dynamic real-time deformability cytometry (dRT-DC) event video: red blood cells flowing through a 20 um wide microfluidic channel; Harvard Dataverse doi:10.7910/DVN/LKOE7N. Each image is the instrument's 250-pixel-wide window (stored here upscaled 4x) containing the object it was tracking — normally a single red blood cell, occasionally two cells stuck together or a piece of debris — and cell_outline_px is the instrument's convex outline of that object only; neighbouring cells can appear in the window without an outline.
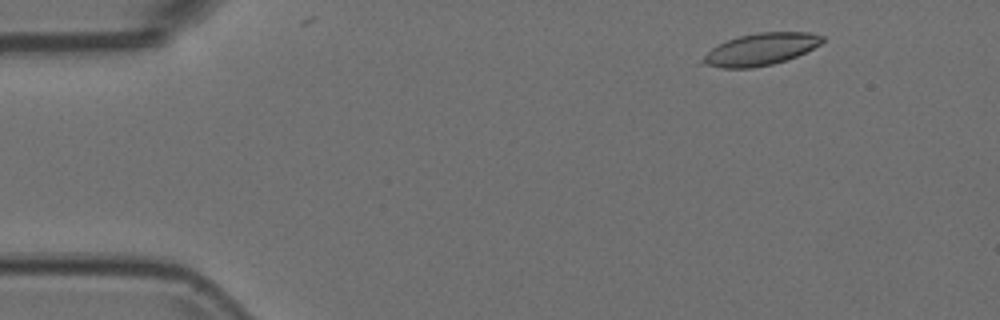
{"species": "Egyptian fruit bat (a non-hibernating species)", "species_latin": "Rousettus aegyptiacus", "temperature_condition": "room temperature", "stored_images_in_passage": 6, "camera_frame_rate_fps": 3000, "um_per_image_px": 0.085, "animal": {"sex": "female"}, "frame": {"image": 1, "passage_image": 5, "time_ms": 1.333, "image_size_px": [1000, 320], "cell_outline_px": [[824, 40], [820, 44], [796, 56], [772, 64], [752, 68], [724, 68], [704, 64], [700, 60], [712, 48], [728, 40], [740, 36], [756, 32], [812, 32], [824, 36]], "centroid_in_image_um": [64.67, 4.18], "position_along_channel_um": 20.3, "area_um2": 22.02}}